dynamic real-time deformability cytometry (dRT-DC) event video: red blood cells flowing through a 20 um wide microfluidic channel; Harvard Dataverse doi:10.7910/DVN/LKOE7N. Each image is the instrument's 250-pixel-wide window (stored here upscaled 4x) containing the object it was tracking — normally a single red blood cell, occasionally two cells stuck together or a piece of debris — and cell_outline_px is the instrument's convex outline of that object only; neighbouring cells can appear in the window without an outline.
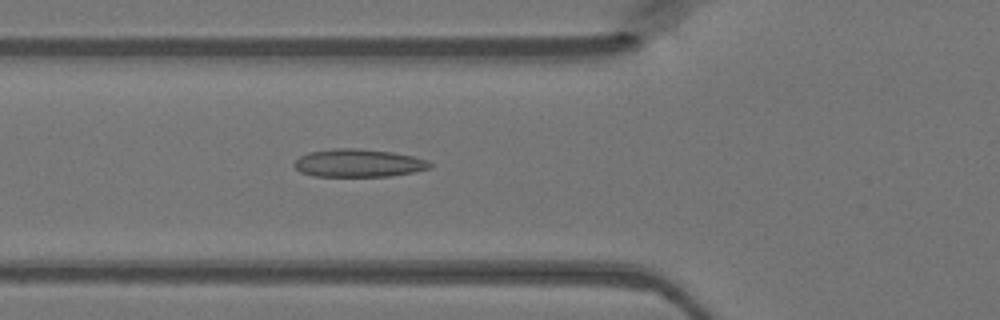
{"species": "Egyptian fruit bat (a non-hibernating species)", "species_latin": "Rousettus aegyptiacus", "temperature_condition": "warm", "stored_images_in_passage": 46, "camera_frame_rate_fps": 3000, "um_per_image_px": 0.085, "animal": {"sex": "female"}, "frame": {"image": 1, "passage_image": 16, "time_ms": 5.0, "image_size_px": [1000, 320], "cell_outline_px": [[432, 168], [392, 176], [312, 176], [300, 172], [292, 164], [300, 156], [308, 152], [332, 148], [356, 148], [392, 152], [412, 156], [428, 160], [432, 164]], "centroid_in_image_um": [30.45, 13.86], "position_along_channel_um": 95.3, "area_um2": 22.2}}
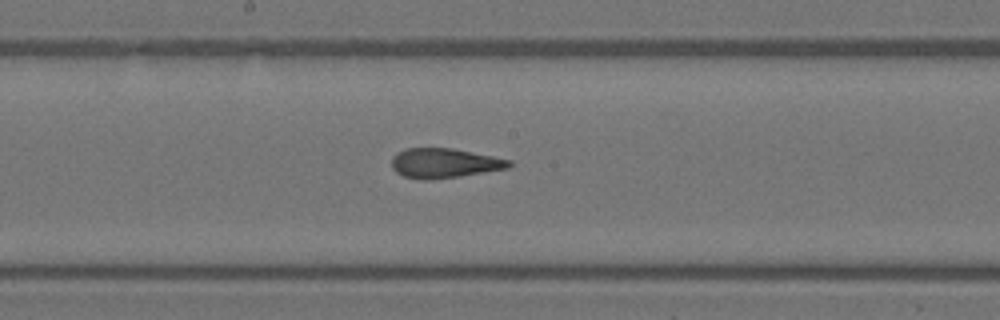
{"frame": {"image": 2, "passage_image": 24, "time_ms": 7.667, "image_size_px": [1000, 320], "cell_outline_px": [[512, 164], [508, 168], [460, 176], [432, 180], [420, 180], [404, 176], [396, 172], [392, 168], [392, 156], [396, 152], [404, 148], [452, 148], [512, 160]], "centroid_in_image_um": [37.73, 13.87], "position_along_channel_um": 210.5, "area_um2": 20.4}}
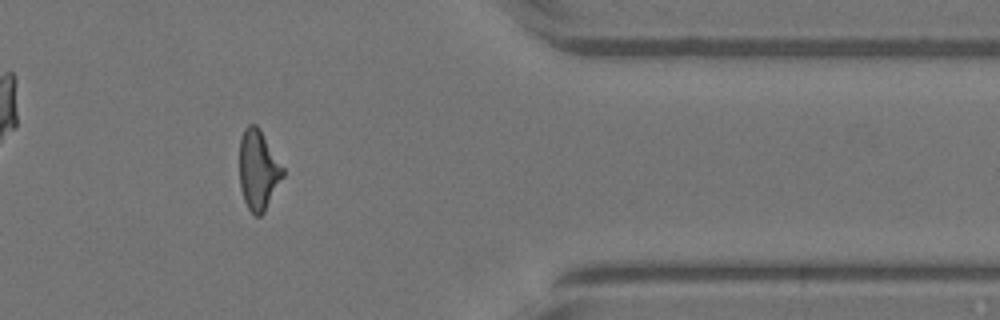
{"frame": {"image": 3, "passage_image": 38, "time_ms": 12.333, "image_size_px": [1000, 320], "cell_outline_px": [[284, 176], [264, 212], [260, 216], [256, 216], [248, 208], [244, 200], [240, 188], [240, 136], [244, 128], [248, 124], [256, 124], [260, 128], [284, 168]], "centroid_in_image_um": [21.95, 14.42], "position_along_channel_um": 389.4, "area_um2": 20.29}}